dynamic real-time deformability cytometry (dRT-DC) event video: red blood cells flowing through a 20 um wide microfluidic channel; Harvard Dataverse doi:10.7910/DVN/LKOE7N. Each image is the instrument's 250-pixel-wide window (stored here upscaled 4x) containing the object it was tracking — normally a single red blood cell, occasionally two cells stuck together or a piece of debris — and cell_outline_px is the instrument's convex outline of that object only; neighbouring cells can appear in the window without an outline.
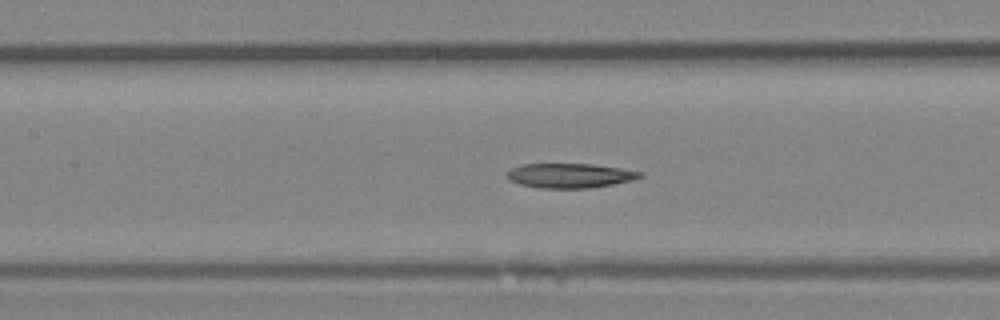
{"species": "Egyptian fruit bat (a non-hibernating species)", "species_latin": "Rousettus aegyptiacus", "temperature_condition": "room temperature", "stored_images_in_passage": 44, "camera_frame_rate_fps": 3000, "um_per_image_px": 0.085, "animal": {"sex": "female"}, "frame": {"image": 1, "passage_image": 19, "time_ms": 6.0, "image_size_px": [1000, 320], "cell_outline_px": [[644, 176], [632, 180], [612, 184], [588, 188], [540, 188], [520, 184], [508, 180], [504, 176], [504, 172], [520, 164], [592, 164], [620, 168], [644, 172]], "centroid_in_image_um": [48.39, 14.92], "position_along_channel_um": 159.0, "area_um2": 19.19}}